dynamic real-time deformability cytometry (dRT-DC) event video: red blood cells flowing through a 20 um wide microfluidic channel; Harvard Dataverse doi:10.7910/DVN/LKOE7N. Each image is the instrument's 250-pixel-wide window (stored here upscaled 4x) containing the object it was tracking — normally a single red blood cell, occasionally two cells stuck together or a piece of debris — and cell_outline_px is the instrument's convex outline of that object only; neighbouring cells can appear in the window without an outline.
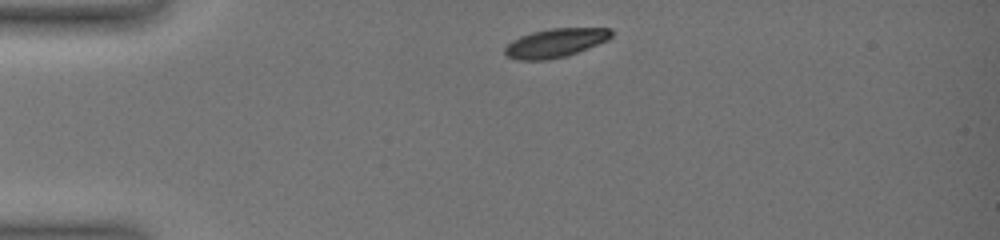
{"species": "common noctule bat (a hibernating species)", "species_latin": "Nyctalus noctula", "temperature_condition": "warm", "stored_images_in_passage": 24, "camera_frame_rate_fps": 3000, "um_per_image_px": 0.085, "animal": {"sex": "female", "body_mass_g": 19.0, "forearm_length_mm": 51.5}, "frame": {"image": 1, "passage_image": 1, "time_ms": 0.0, "image_size_px": [1000, 240], "cell_outline_px": [[612, 36], [608, 40], [568, 56], [548, 60], [516, 60], [504, 56], [504, 48], [512, 40], [520, 36], [532, 32], [552, 28], [608, 28], [612, 32]], "centroid_in_image_um": [47.17, 3.66], "position_along_channel_um": 37.8, "area_um2": 18.03}}
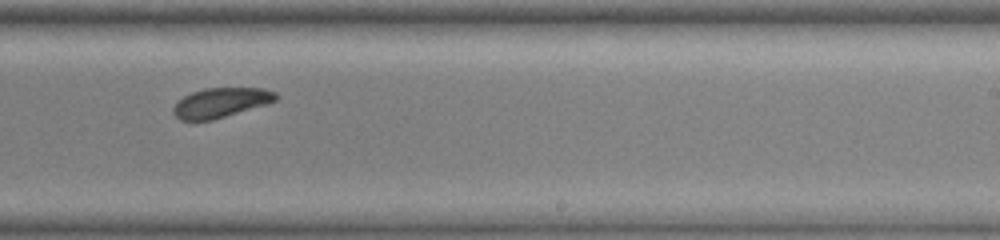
{"frame": {"image": 2, "passage_image": 15, "time_ms": 7.0, "image_size_px": [1000, 240], "cell_outline_px": [[280, 96], [276, 100], [268, 104], [212, 120], [180, 120], [172, 112], [172, 108], [184, 96], [192, 92], [204, 88], [264, 88], [276, 92]], "centroid_in_image_um": [18.81, 8.72], "position_along_channel_um": 270.2, "area_um2": 17.74}}
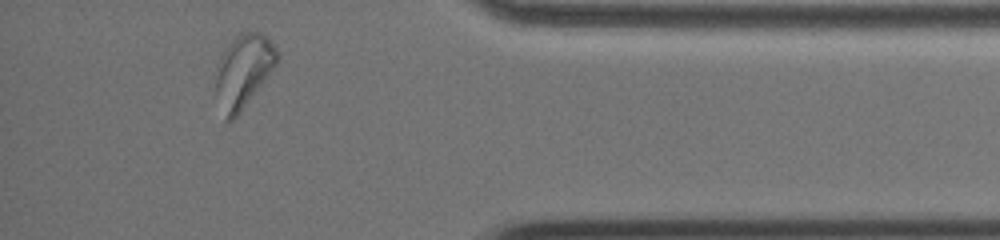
{"frame": {"image": 3, "passage_image": 24, "time_ms": 11.0, "image_size_px": [1000, 240], "cell_outline_px": [[280, 56], [276, 64], [240, 112], [232, 120], [224, 120], [216, 92], [216, 64], [224, 48], [240, 32], [260, 32], [280, 52]], "centroid_in_image_um": [20.66, 6.01], "position_along_channel_um": 414.5, "area_um2": 25.84}, "authors_computed_cell_mechanics": {"area_um2": 19.3919, "velocity_mm_per_s": 3.9658, "shape_relaxation_time_tau1_ms": 1.7942, "shape_relaxation_time_tau2_ms": null, "deformation_change_tau1": 0.1015, "deformation_change_tau2": null}}